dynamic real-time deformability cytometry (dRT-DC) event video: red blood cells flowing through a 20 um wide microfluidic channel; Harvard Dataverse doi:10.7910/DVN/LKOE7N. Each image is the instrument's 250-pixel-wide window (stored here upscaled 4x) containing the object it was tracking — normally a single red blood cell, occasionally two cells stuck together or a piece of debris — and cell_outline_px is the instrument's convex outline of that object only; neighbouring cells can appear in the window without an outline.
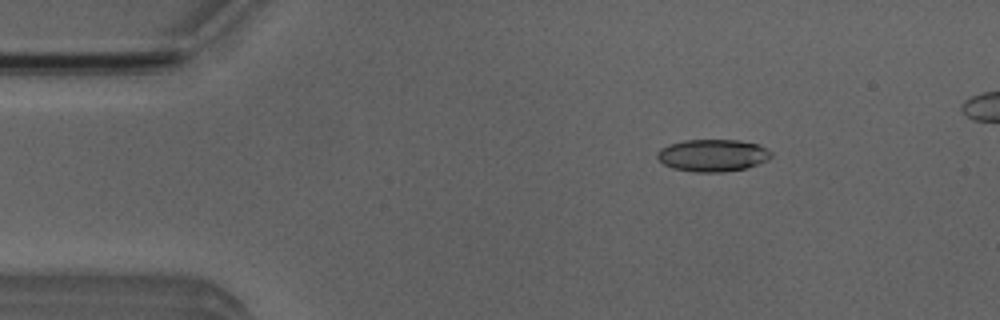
{"species": "Egyptian fruit bat (a non-hibernating species)", "species_latin": "Rousettus aegyptiacus", "temperature_condition": "room temperature", "stored_images_in_passage": 50, "camera_frame_rate_fps": 3000, "um_per_image_px": 0.085, "animal": {"sex": "male"}, "frame": {"image": 1, "passage_image": 8, "time_ms": 2.333, "image_size_px": [1000, 320], "cell_outline_px": [[772, 156], [768, 160], [744, 168], [724, 172], [696, 172], [672, 168], [664, 164], [656, 156], [656, 152], [660, 148], [668, 144], [684, 140], [736, 140], [760, 144], [772, 152]], "centroid_in_image_um": [60.56, 13.2], "position_along_channel_um": 24.4, "area_um2": 21.44}}
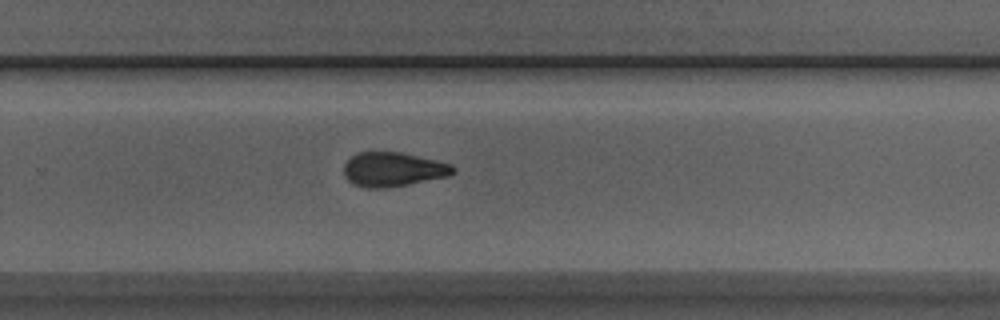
{"frame": {"image": 2, "passage_image": 34, "time_ms": 11.0, "image_size_px": [1000, 320], "cell_outline_px": [[456, 172], [448, 176], [388, 188], [368, 188], [356, 184], [348, 180], [344, 176], [344, 164], [356, 152], [400, 152], [436, 160], [452, 164], [456, 168]], "centroid_in_image_um": [33.43, 14.39], "position_along_channel_um": 296.4, "area_um2": 21.79}}
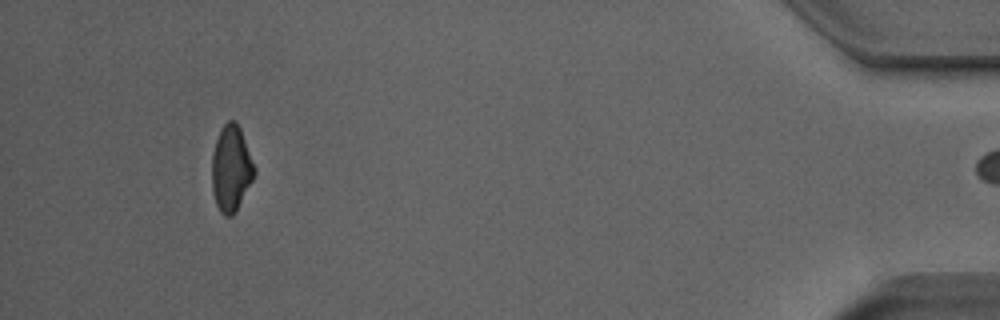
{"frame": {"image": 3, "passage_image": 49, "time_ms": 16.0, "image_size_px": [1000, 320], "cell_outline_px": [[256, 172], [252, 180], [232, 216], [224, 216], [220, 212], [216, 204], [212, 192], [212, 152], [220, 128], [228, 120], [236, 120], [240, 128], [256, 168]], "centroid_in_image_um": [19.63, 14.29], "position_along_channel_um": 415.6, "area_um2": 21.21}, "authors_computed_cell_mechanics": {"area_um2": 21.7039, "velocity_mm_per_s": 3.8855, "shape_relaxation_time_tau1_ms": 7.9689, "shape_relaxation_time_tau2_ms": 3.1776, "deformation_change_tau1": 0.1839, "deformation_change_tau2": 0.1093}}